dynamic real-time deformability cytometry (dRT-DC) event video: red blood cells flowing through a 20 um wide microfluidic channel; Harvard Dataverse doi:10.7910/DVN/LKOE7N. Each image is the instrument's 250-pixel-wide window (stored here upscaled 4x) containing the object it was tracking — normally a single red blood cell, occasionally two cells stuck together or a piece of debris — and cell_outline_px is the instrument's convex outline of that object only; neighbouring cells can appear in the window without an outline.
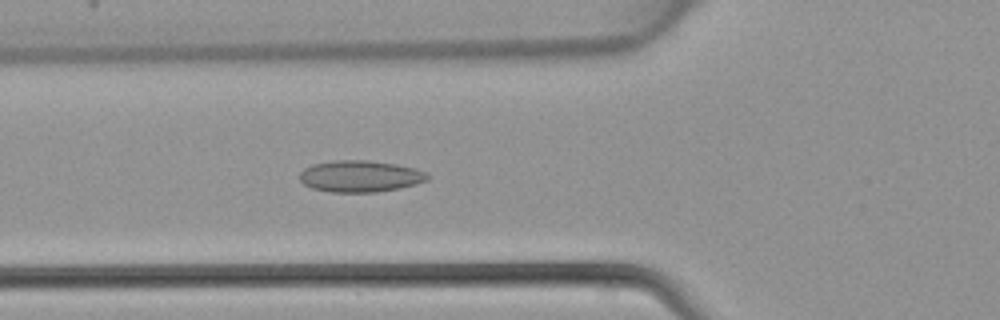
{"species": "common noctule bat (a hibernating species)", "species_latin": "Nyctalus noctula", "temperature_condition": "warm", "stored_images_in_passage": 45, "camera_frame_rate_fps": 3000, "um_per_image_px": 0.085, "animal": {"sex": "female", "body_mass_g": 22.7, "forearm_length_mm": 54.2}, "frame": {"image": 1, "passage_image": 17, "time_ms": 5.333, "image_size_px": [1000, 320], "cell_outline_px": [[428, 180], [416, 184], [400, 188], [376, 192], [328, 192], [312, 188], [304, 184], [300, 180], [300, 172], [304, 168], [312, 164], [332, 160], [368, 160], [396, 164], [428, 172]], "centroid_in_image_um": [30.6, 14.98], "position_along_channel_um": 95.2, "area_um2": 23.64}}
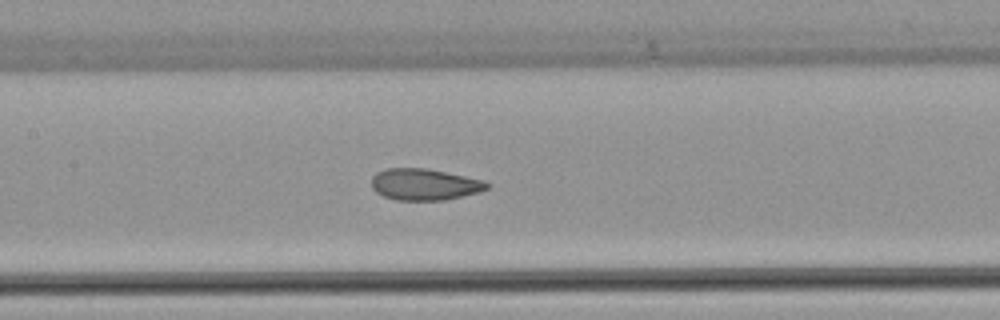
{"frame": {"image": 2, "passage_image": 22, "time_ms": 7.0, "image_size_px": [1000, 320], "cell_outline_px": [[492, 184], [488, 188], [480, 192], [444, 200], [396, 200], [384, 196], [376, 192], [372, 188], [372, 176], [376, 172], [388, 168], [424, 168], [484, 180]], "centroid_in_image_um": [36.08, 15.68], "position_along_channel_um": 171.3, "area_um2": 21.15}}
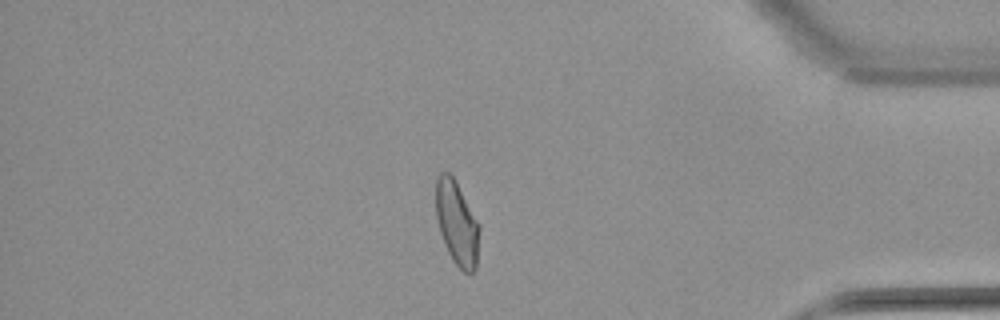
{"frame": {"image": 3, "passage_image": 39, "time_ms": 12.667, "image_size_px": [1000, 320], "cell_outline_px": [[480, 228], [476, 268], [468, 276], [452, 260], [444, 244], [440, 232], [436, 216], [436, 180], [440, 172], [448, 172], [456, 180], [480, 224]], "centroid_in_image_um": [38.85, 18.97], "position_along_channel_um": 396.4, "area_um2": 21.56}}